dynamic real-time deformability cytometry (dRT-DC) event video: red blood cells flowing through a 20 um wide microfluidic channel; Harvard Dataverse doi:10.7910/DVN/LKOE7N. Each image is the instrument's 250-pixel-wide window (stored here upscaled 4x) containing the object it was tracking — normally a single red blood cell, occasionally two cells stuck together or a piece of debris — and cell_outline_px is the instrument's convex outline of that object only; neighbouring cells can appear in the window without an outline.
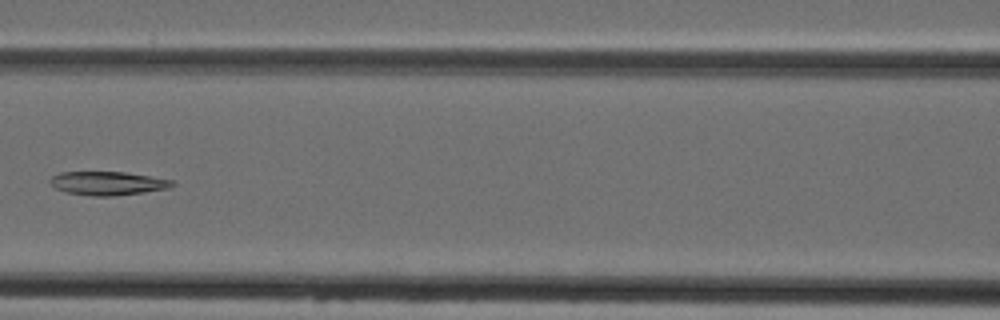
{"species": "Egyptian fruit bat (a non-hibernating species)", "species_latin": "Rousettus aegyptiacus", "temperature_condition": "cold", "stored_images_in_passage": 6, "camera_frame_rate_fps": 3000, "um_per_image_px": 0.085, "animal": {"sex": "female"}, "frame": {"image": 1, "passage_image": 6, "time_ms": 6.0, "image_size_px": [1000, 320], "cell_outline_px": [[176, 184], [168, 188], [144, 192], [112, 196], [92, 196], [68, 192], [56, 188], [48, 180], [52, 176], [60, 172], [124, 172], [172, 180]], "centroid_in_image_um": [9.15, 15.57], "position_along_channel_um": 157.5, "area_um2": 16.59}}